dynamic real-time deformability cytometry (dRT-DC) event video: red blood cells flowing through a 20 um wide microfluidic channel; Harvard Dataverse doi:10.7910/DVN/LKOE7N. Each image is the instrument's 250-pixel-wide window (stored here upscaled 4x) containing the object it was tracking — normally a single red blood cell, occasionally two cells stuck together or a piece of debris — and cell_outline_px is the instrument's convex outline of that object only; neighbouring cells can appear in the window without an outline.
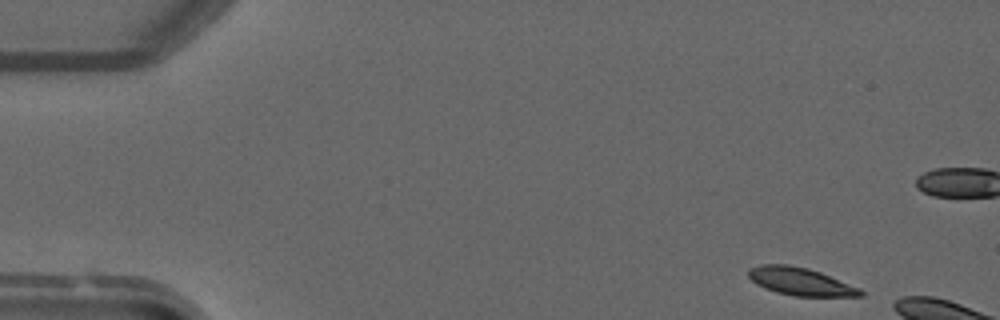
{"species": "common noctule bat (a hibernating species)", "species_latin": "Nyctalus noctula", "temperature_condition": "warm", "stored_images_in_passage": 3, "camera_frame_rate_fps": 3000, "um_per_image_px": 0.085, "animal": {"sex": "male", "forearm_length_mm": 52.5}, "frame": {"image": 1, "passage_image": 1, "time_ms": 0.0, "image_size_px": [1000, 320], "cell_outline_px": [[864, 296], [792, 296], [776, 292], [764, 288], [756, 284], [748, 276], [748, 268], [760, 264], [788, 264], [808, 268], [820, 272], [860, 288], [864, 292]], "centroid_in_image_um": [68.01, 23.92], "position_along_channel_um": 17.0, "area_um2": 18.21}}